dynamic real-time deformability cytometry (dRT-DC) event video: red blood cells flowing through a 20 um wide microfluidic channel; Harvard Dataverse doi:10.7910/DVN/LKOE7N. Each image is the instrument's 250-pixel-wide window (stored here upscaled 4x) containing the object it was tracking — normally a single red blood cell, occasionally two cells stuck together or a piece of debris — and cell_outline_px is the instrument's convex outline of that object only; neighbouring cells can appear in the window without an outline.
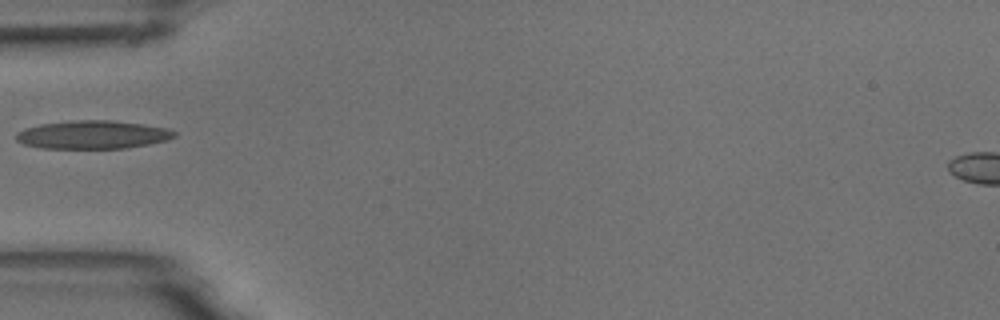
{"species": "common noctule bat (a hibernating species)", "species_latin": "Nyctalus noctula", "temperature_condition": "room temperature", "stored_images_in_passage": 1, "camera_frame_rate_fps": 3000, "um_per_image_px": 0.085, "animal": {"sex": "male", "body_mass_g": 18.8}, "frame": {"image": 1, "passage_image": 1, "time_ms": 0.0, "image_size_px": [1000, 320], "cell_outline_px": [[176, 136], [164, 140], [148, 144], [124, 148], [40, 148], [24, 144], [16, 140], [16, 132], [24, 128], [40, 124], [76, 120], [112, 120], [144, 124], [168, 128], [176, 132]], "centroid_in_image_um": [7.86, 11.44], "position_along_channel_um": 77.1, "area_um2": 26.01}}